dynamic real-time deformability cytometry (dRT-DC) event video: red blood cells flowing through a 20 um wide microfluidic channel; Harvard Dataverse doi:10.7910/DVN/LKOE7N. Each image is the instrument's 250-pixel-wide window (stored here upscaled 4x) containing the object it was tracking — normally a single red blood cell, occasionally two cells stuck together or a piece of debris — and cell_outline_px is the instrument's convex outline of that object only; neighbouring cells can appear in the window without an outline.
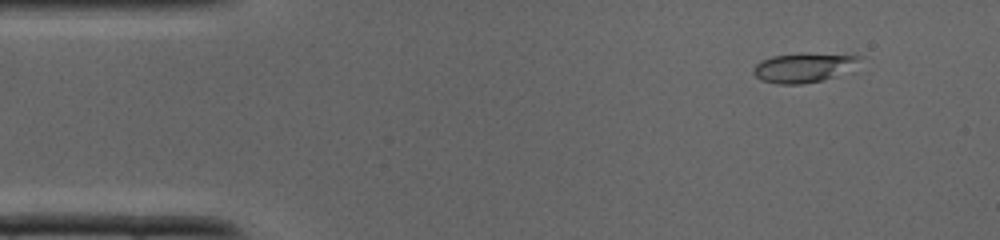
{"species": "common noctule bat (a hibernating species)", "species_latin": "Nyctalus noctula", "temperature_condition": "cold", "stored_images_in_passage": 35, "camera_frame_rate_fps": 3000, "um_per_image_px": 0.085, "animal": {"sex": "male", "body_mass_g": 19.0, "forearm_length_mm": 50.8}, "frame": {"image": 1, "passage_image": 3, "time_ms": 0.667, "image_size_px": [1000, 240], "cell_outline_px": [[864, 56], [856, 72], [824, 80], [800, 84], [776, 84], [760, 80], [752, 72], [752, 68], [760, 60], [772, 56], [800, 52]], "centroid_in_image_um": [68.43, 5.74], "position_along_channel_um": 16.6, "area_um2": 19.31}}
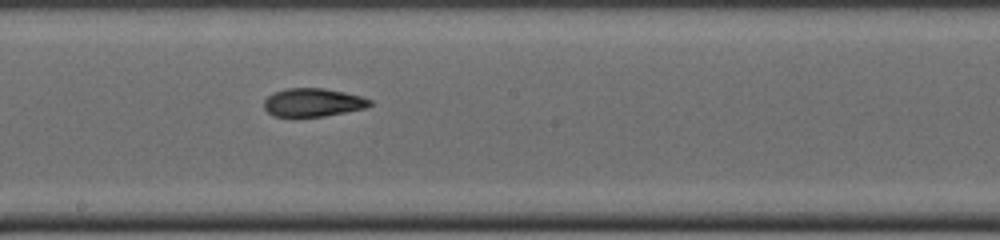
{"frame": {"image": 2, "passage_image": 19, "time_ms": 6.0, "image_size_px": [1000, 240], "cell_outline_px": [[372, 104], [364, 108], [324, 116], [272, 116], [264, 108], [264, 100], [272, 92], [288, 88], [324, 88], [344, 92], [360, 96], [372, 100]], "centroid_in_image_um": [26.57, 8.7], "position_along_channel_um": 221.6, "area_um2": 17.34}}
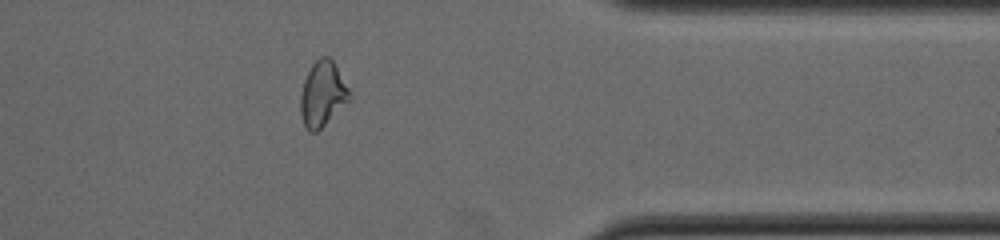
{"frame": {"image": 3, "passage_image": 29, "time_ms": 9.333, "image_size_px": [1000, 240], "cell_outline_px": [[352, 100], [316, 132], [308, 132], [304, 128], [300, 116], [300, 96], [304, 80], [312, 64], [320, 56], [328, 56], [332, 60], [348, 88], [352, 96]], "centroid_in_image_um": [27.41, 8.03], "position_along_channel_um": 384.0, "area_um2": 18.79}}